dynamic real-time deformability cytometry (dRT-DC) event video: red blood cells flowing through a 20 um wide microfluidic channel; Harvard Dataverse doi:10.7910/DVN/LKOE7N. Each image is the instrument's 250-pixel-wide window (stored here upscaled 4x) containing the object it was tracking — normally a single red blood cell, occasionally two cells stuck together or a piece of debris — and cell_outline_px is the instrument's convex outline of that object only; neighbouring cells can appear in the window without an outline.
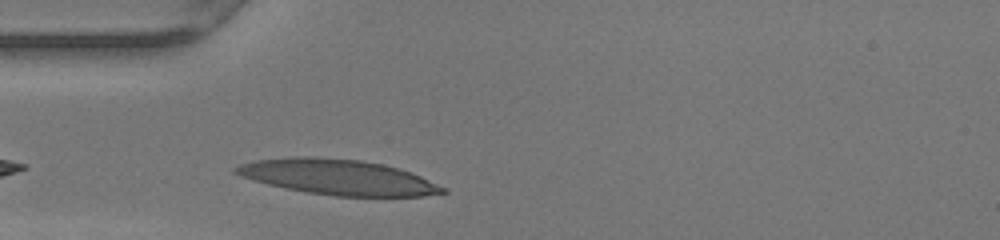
{"species": "human", "species_latin": "Homo sapiens", "temperature_condition": "warm", "stored_images_in_passage": 25, "camera_frame_rate_fps": 3000, "um_per_image_px": 0.085, "donor": {"sex": "female"}, "frame": {"image": 1, "passage_image": 2, "time_ms": 0.333, "image_size_px": [1000, 240], "cell_outline_px": [[448, 192], [424, 196], [332, 196], [284, 188], [252, 180], [240, 176], [232, 172], [232, 168], [240, 164], [256, 160], [296, 156], [316, 156], [360, 160], [380, 164], [396, 168], [420, 176], [448, 188]], "centroid_in_image_um": [28.69, 15.05], "position_along_channel_um": 56.3, "area_um2": 42.54}}
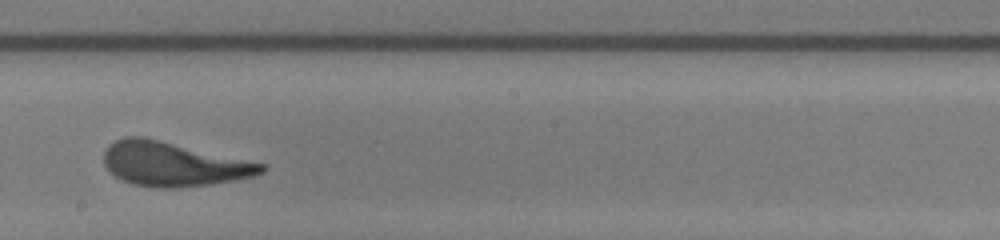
{"frame": {"image": 2, "passage_image": 15, "time_ms": 4.667, "image_size_px": [1000, 240], "cell_outline_px": [[264, 172], [252, 176], [232, 180], [208, 184], [172, 188], [160, 188], [132, 184], [116, 176], [104, 164], [104, 148], [108, 144], [124, 136], [144, 136], [264, 164]], "centroid_in_image_um": [14.67, 13.93], "position_along_channel_um": 233.5, "area_um2": 40.11}}
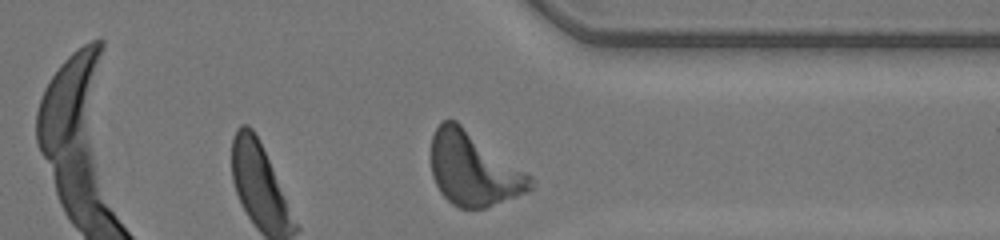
{"frame": {"image": 3, "passage_image": 25, "time_ms": 8.0, "image_size_px": [1000, 240], "cell_outline_px": [[536, 188], [528, 192], [484, 208], [460, 208], [452, 204], [440, 192], [432, 176], [432, 136], [436, 128], [444, 120], [456, 120], [532, 176], [536, 184]], "centroid_in_image_um": [40.28, 14.38], "position_along_channel_um": 371.1, "area_um2": 42.48}, "authors_computed_cell_mechanics": {"area_um2": 40.6334, "velocity_mm_per_s": 4.2094, "shape_relaxation_time_tau1_ms": 3.8474, "shape_relaxation_time_tau2_ms": 0.9186, "deformation_change_tau1": 0.2171, "deformation_change_tau2": 0.0972}}